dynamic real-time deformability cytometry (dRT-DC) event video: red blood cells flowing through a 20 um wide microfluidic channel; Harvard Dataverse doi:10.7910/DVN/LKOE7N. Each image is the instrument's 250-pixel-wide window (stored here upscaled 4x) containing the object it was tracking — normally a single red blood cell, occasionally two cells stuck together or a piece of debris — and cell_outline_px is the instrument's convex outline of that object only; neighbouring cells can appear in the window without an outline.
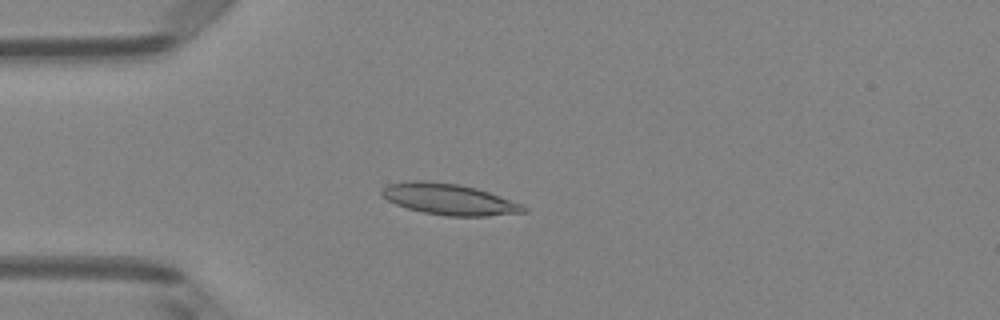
{"species": "Egyptian fruit bat (a non-hibernating species)", "species_latin": "Rousettus aegyptiacus", "temperature_condition": "room temperature", "stored_images_in_passage": 4, "camera_frame_rate_fps": 3000, "um_per_image_px": 0.085, "animal": {"sex": "female"}, "frame": {"image": 1, "passage_image": 4, "time_ms": 1.0, "image_size_px": [1000, 320], "cell_outline_px": [[528, 212], [488, 216], [444, 216], [424, 212], [408, 208], [396, 204], [380, 196], [380, 192], [388, 184], [408, 180], [428, 180], [460, 184], [476, 188], [488, 192], [520, 204], [528, 208]], "centroid_in_image_um": [38.14, 16.93], "position_along_channel_um": 46.9, "area_um2": 25.78}}